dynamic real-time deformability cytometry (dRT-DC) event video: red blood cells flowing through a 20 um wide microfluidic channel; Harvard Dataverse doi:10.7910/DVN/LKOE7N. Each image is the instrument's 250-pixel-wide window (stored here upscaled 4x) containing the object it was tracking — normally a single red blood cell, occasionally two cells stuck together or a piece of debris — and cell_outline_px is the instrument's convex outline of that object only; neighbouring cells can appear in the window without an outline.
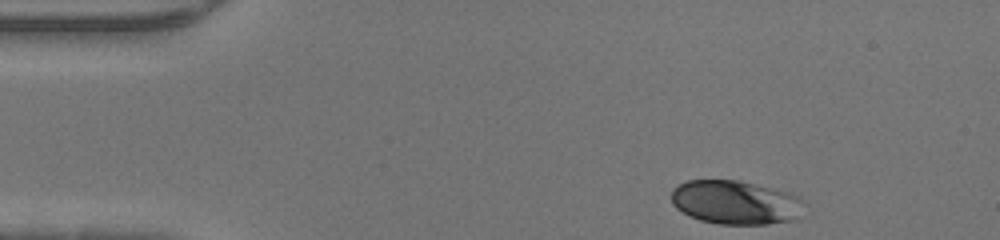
{"species": "human", "species_latin": "Homo sapiens", "temperature_condition": "warm", "stored_images_in_passage": 41, "camera_frame_rate_fps": 3000, "um_per_image_px": 0.085, "donor": {"sex": "male"}, "frame": {"image": 1, "passage_image": 1, "time_ms": 0.0, "image_size_px": [1000, 240], "cell_outline_px": [[800, 200], [792, 220], [768, 224], [720, 224], [700, 220], [688, 216], [676, 208], [672, 204], [672, 188], [688, 180], [740, 180], [788, 192], [800, 196]], "centroid_in_image_um": [62.4, 17.19], "position_along_channel_um": 22.6, "area_um2": 33.41}}
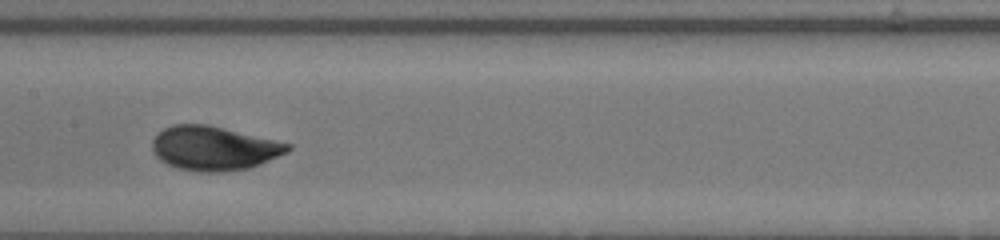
{"frame": {"image": 2, "passage_image": 18, "time_ms": 5.667, "image_size_px": [1000, 240], "cell_outline_px": [[292, 148], [288, 152], [260, 164], [248, 168], [220, 172], [200, 172], [176, 168], [160, 160], [156, 156], [152, 148], [152, 140], [164, 128], [172, 124], [208, 124], [292, 144]], "centroid_in_image_um": [18.18, 12.6], "position_along_channel_um": 189.2, "area_um2": 34.85}}
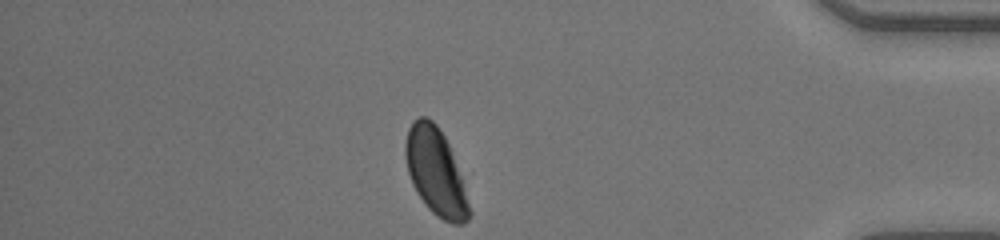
{"frame": {"image": 3, "passage_image": 35, "time_ms": 11.333, "image_size_px": [1000, 240], "cell_outline_px": [[468, 220], [464, 224], [452, 224], [444, 220], [432, 212], [428, 208], [416, 192], [412, 184], [408, 172], [404, 156], [404, 144], [408, 128], [412, 120], [420, 116], [428, 116], [436, 124], [444, 136], [448, 144], [460, 176], [468, 204]], "centroid_in_image_um": [36.96, 14.56], "position_along_channel_um": 398.2, "area_um2": 31.73}}